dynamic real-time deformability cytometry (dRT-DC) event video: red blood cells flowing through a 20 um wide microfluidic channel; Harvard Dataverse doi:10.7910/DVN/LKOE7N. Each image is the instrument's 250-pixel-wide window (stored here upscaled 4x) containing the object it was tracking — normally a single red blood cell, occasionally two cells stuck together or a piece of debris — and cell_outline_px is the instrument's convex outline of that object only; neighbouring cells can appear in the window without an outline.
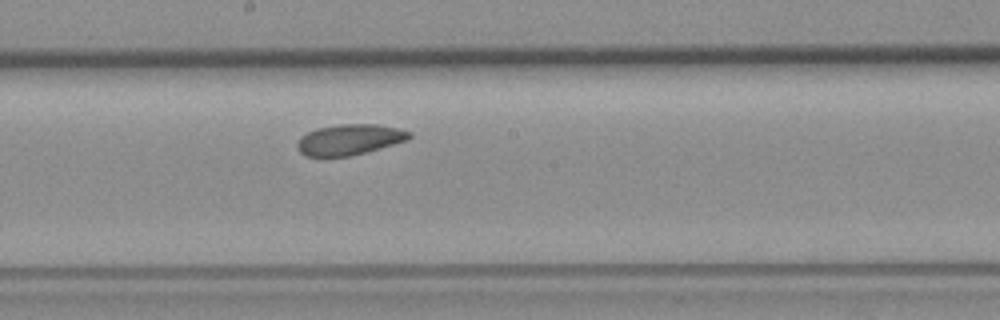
{"species": "common noctule bat (a hibernating species)", "species_latin": "Nyctalus noctula", "temperature_condition": "room temperature", "stored_images_in_passage": 8, "camera_frame_rate_fps": 3000, "um_per_image_px": 0.085, "animal": {"sex": "female", "body_mass_g": 19.3, "forearm_length_mm": 54.1}, "frame": {"image": 1, "passage_image": 8, "time_ms": 9.0, "image_size_px": [1000, 320], "cell_outline_px": [[412, 136], [408, 140], [352, 156], [304, 156], [300, 152], [296, 144], [300, 136], [316, 128], [340, 124], [376, 124], [400, 128], [412, 132]], "centroid_in_image_um": [29.72, 11.86], "position_along_channel_um": 218.5, "area_um2": 20.17}}